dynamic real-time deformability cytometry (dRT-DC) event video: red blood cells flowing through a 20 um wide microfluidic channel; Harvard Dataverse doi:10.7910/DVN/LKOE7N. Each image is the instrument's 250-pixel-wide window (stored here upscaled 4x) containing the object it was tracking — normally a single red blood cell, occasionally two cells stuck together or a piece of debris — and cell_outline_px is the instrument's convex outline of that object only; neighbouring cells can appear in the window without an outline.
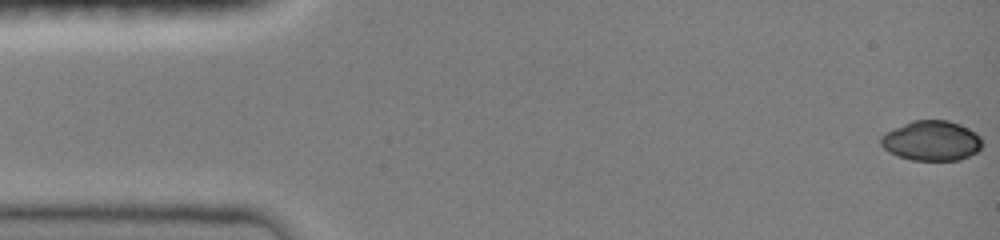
{"species": "common noctule bat (a hibernating species)", "species_latin": "Nyctalus noctula", "temperature_condition": "room temperature", "stored_images_in_passage": 6, "camera_frame_rate_fps": 3000, "um_per_image_px": 0.085, "animal": {"sex": "female", "body_mass_g": 19.0, "forearm_length_mm": 51.5}, "frame": {"image": 1, "passage_image": 1, "time_ms": 0.0, "image_size_px": [1000, 240], "cell_outline_px": [[984, 144], [976, 152], [960, 160], [912, 160], [896, 156], [888, 152], [880, 144], [880, 136], [884, 132], [912, 120], [948, 120], [960, 124], [968, 128], [980, 136]], "centroid_in_image_um": [79.15, 11.96], "position_along_channel_um": 5.8, "area_um2": 23.87}}
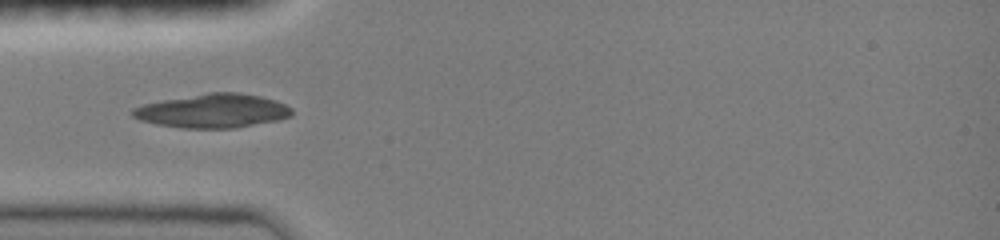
{"frame": {"image": 2, "passage_image": 5, "time_ms": 4.667, "image_size_px": [1000, 240], "cell_outline_px": [[292, 116], [280, 120], [236, 128], [180, 128], [156, 124], [140, 120], [132, 116], [128, 112], [132, 108], [144, 104], [164, 100], [208, 92], [240, 92], [260, 96], [276, 100], [292, 108]], "centroid_in_image_um": [18.1, 9.43], "position_along_channel_um": 66.9, "area_um2": 31.67}}
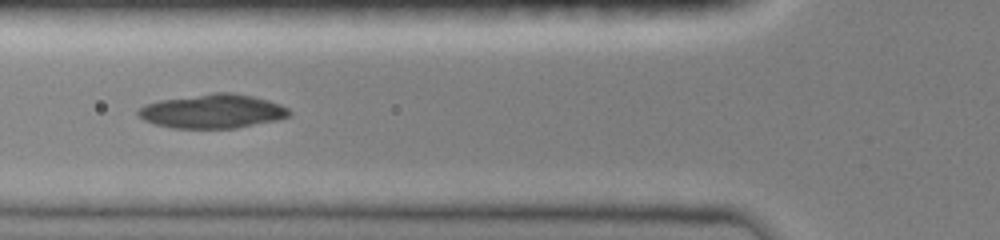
{"frame": {"image": 3, "passage_image": 6, "time_ms": 5.667, "image_size_px": [1000, 240], "cell_outline_px": [[292, 116], [276, 120], [236, 128], [172, 128], [156, 124], [144, 120], [136, 112], [144, 104], [160, 100], [212, 92], [232, 92], [252, 96], [268, 100], [280, 104], [288, 108], [292, 112]], "centroid_in_image_um": [18.09, 9.45], "position_along_channel_um": 107.7, "area_um2": 30.06}}